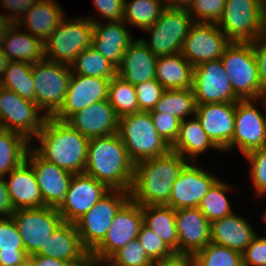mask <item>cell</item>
I'll use <instances>...</instances> for the list:
<instances>
[{"mask_svg":"<svg viewBox=\"0 0 266 266\" xmlns=\"http://www.w3.org/2000/svg\"><path fill=\"white\" fill-rule=\"evenodd\" d=\"M175 223L178 233V254L193 256L211 242V223L198 207L176 210Z\"/></svg>","mask_w":266,"mask_h":266,"instance_id":"cell-22","label":"cell"},{"mask_svg":"<svg viewBox=\"0 0 266 266\" xmlns=\"http://www.w3.org/2000/svg\"><path fill=\"white\" fill-rule=\"evenodd\" d=\"M142 224L141 205L129 199L116 213L104 239L90 252V258L107 261L116 251L137 238Z\"/></svg>","mask_w":266,"mask_h":266,"instance_id":"cell-13","label":"cell"},{"mask_svg":"<svg viewBox=\"0 0 266 266\" xmlns=\"http://www.w3.org/2000/svg\"><path fill=\"white\" fill-rule=\"evenodd\" d=\"M216 24L231 42H253L266 34L264 0H226Z\"/></svg>","mask_w":266,"mask_h":266,"instance_id":"cell-6","label":"cell"},{"mask_svg":"<svg viewBox=\"0 0 266 266\" xmlns=\"http://www.w3.org/2000/svg\"><path fill=\"white\" fill-rule=\"evenodd\" d=\"M257 236L254 228L242 216L235 213L211 222L210 241L241 254Z\"/></svg>","mask_w":266,"mask_h":266,"instance_id":"cell-27","label":"cell"},{"mask_svg":"<svg viewBox=\"0 0 266 266\" xmlns=\"http://www.w3.org/2000/svg\"><path fill=\"white\" fill-rule=\"evenodd\" d=\"M139 111H151L160 100L164 87L156 80H148L135 85Z\"/></svg>","mask_w":266,"mask_h":266,"instance_id":"cell-47","label":"cell"},{"mask_svg":"<svg viewBox=\"0 0 266 266\" xmlns=\"http://www.w3.org/2000/svg\"><path fill=\"white\" fill-rule=\"evenodd\" d=\"M57 2L56 0H38L17 22V25L20 28L24 26L28 33L44 42L66 18L62 7Z\"/></svg>","mask_w":266,"mask_h":266,"instance_id":"cell-29","label":"cell"},{"mask_svg":"<svg viewBox=\"0 0 266 266\" xmlns=\"http://www.w3.org/2000/svg\"><path fill=\"white\" fill-rule=\"evenodd\" d=\"M194 0H164L165 7L189 10Z\"/></svg>","mask_w":266,"mask_h":266,"instance_id":"cell-56","label":"cell"},{"mask_svg":"<svg viewBox=\"0 0 266 266\" xmlns=\"http://www.w3.org/2000/svg\"><path fill=\"white\" fill-rule=\"evenodd\" d=\"M188 162L170 150L165 155L135 164L130 199L141 206L166 205L173 183Z\"/></svg>","mask_w":266,"mask_h":266,"instance_id":"cell-2","label":"cell"},{"mask_svg":"<svg viewBox=\"0 0 266 266\" xmlns=\"http://www.w3.org/2000/svg\"><path fill=\"white\" fill-rule=\"evenodd\" d=\"M40 145L31 148L44 160L70 172L83 173L87 162L89 139L66 121L47 117L34 137Z\"/></svg>","mask_w":266,"mask_h":266,"instance_id":"cell-1","label":"cell"},{"mask_svg":"<svg viewBox=\"0 0 266 266\" xmlns=\"http://www.w3.org/2000/svg\"><path fill=\"white\" fill-rule=\"evenodd\" d=\"M72 74L112 79L117 68L96 49L90 46L83 50L70 65Z\"/></svg>","mask_w":266,"mask_h":266,"instance_id":"cell-39","label":"cell"},{"mask_svg":"<svg viewBox=\"0 0 266 266\" xmlns=\"http://www.w3.org/2000/svg\"><path fill=\"white\" fill-rule=\"evenodd\" d=\"M226 0H194L188 13L195 23H217Z\"/></svg>","mask_w":266,"mask_h":266,"instance_id":"cell-46","label":"cell"},{"mask_svg":"<svg viewBox=\"0 0 266 266\" xmlns=\"http://www.w3.org/2000/svg\"><path fill=\"white\" fill-rule=\"evenodd\" d=\"M93 3L99 15L108 22L123 20L124 0H93Z\"/></svg>","mask_w":266,"mask_h":266,"instance_id":"cell-50","label":"cell"},{"mask_svg":"<svg viewBox=\"0 0 266 266\" xmlns=\"http://www.w3.org/2000/svg\"><path fill=\"white\" fill-rule=\"evenodd\" d=\"M154 126L162 139L172 146L177 139L181 120L173 115L150 112Z\"/></svg>","mask_w":266,"mask_h":266,"instance_id":"cell-48","label":"cell"},{"mask_svg":"<svg viewBox=\"0 0 266 266\" xmlns=\"http://www.w3.org/2000/svg\"><path fill=\"white\" fill-rule=\"evenodd\" d=\"M17 24H12L6 32L2 51L10 61L37 63L45 58L44 42L38 37L21 32Z\"/></svg>","mask_w":266,"mask_h":266,"instance_id":"cell-30","label":"cell"},{"mask_svg":"<svg viewBox=\"0 0 266 266\" xmlns=\"http://www.w3.org/2000/svg\"><path fill=\"white\" fill-rule=\"evenodd\" d=\"M192 257L194 266H243L240 252L211 242Z\"/></svg>","mask_w":266,"mask_h":266,"instance_id":"cell-42","label":"cell"},{"mask_svg":"<svg viewBox=\"0 0 266 266\" xmlns=\"http://www.w3.org/2000/svg\"><path fill=\"white\" fill-rule=\"evenodd\" d=\"M129 199L127 191L110 190L75 223L81 242L89 252L104 239L116 213Z\"/></svg>","mask_w":266,"mask_h":266,"instance_id":"cell-10","label":"cell"},{"mask_svg":"<svg viewBox=\"0 0 266 266\" xmlns=\"http://www.w3.org/2000/svg\"><path fill=\"white\" fill-rule=\"evenodd\" d=\"M243 266H266V237L257 235L242 253Z\"/></svg>","mask_w":266,"mask_h":266,"instance_id":"cell-49","label":"cell"},{"mask_svg":"<svg viewBox=\"0 0 266 266\" xmlns=\"http://www.w3.org/2000/svg\"><path fill=\"white\" fill-rule=\"evenodd\" d=\"M231 188L226 182L218 179L200 201L198 208L210 223L234 213L226 196Z\"/></svg>","mask_w":266,"mask_h":266,"instance_id":"cell-40","label":"cell"},{"mask_svg":"<svg viewBox=\"0 0 266 266\" xmlns=\"http://www.w3.org/2000/svg\"><path fill=\"white\" fill-rule=\"evenodd\" d=\"M236 102L197 104L195 117L211 141L225 153L232 141Z\"/></svg>","mask_w":266,"mask_h":266,"instance_id":"cell-20","label":"cell"},{"mask_svg":"<svg viewBox=\"0 0 266 266\" xmlns=\"http://www.w3.org/2000/svg\"><path fill=\"white\" fill-rule=\"evenodd\" d=\"M93 22L91 46L101 53L112 65L118 68L128 46L135 40L126 23L121 21L101 24L100 20L87 17Z\"/></svg>","mask_w":266,"mask_h":266,"instance_id":"cell-23","label":"cell"},{"mask_svg":"<svg viewBox=\"0 0 266 266\" xmlns=\"http://www.w3.org/2000/svg\"><path fill=\"white\" fill-rule=\"evenodd\" d=\"M82 266H111L107 261H98L90 258L84 265Z\"/></svg>","mask_w":266,"mask_h":266,"instance_id":"cell-59","label":"cell"},{"mask_svg":"<svg viewBox=\"0 0 266 266\" xmlns=\"http://www.w3.org/2000/svg\"><path fill=\"white\" fill-rule=\"evenodd\" d=\"M5 178L0 176V218L11 217L15 211L9 197Z\"/></svg>","mask_w":266,"mask_h":266,"instance_id":"cell-53","label":"cell"},{"mask_svg":"<svg viewBox=\"0 0 266 266\" xmlns=\"http://www.w3.org/2000/svg\"><path fill=\"white\" fill-rule=\"evenodd\" d=\"M37 2L38 0H0L1 6L5 8L4 10H8V14L0 13V15L12 24H17L23 15Z\"/></svg>","mask_w":266,"mask_h":266,"instance_id":"cell-51","label":"cell"},{"mask_svg":"<svg viewBox=\"0 0 266 266\" xmlns=\"http://www.w3.org/2000/svg\"><path fill=\"white\" fill-rule=\"evenodd\" d=\"M143 223L178 254V233L175 223L176 210L167 205L141 206Z\"/></svg>","mask_w":266,"mask_h":266,"instance_id":"cell-33","label":"cell"},{"mask_svg":"<svg viewBox=\"0 0 266 266\" xmlns=\"http://www.w3.org/2000/svg\"><path fill=\"white\" fill-rule=\"evenodd\" d=\"M71 75L67 64L45 58L32 64L35 103L47 117H53L64 104Z\"/></svg>","mask_w":266,"mask_h":266,"instance_id":"cell-8","label":"cell"},{"mask_svg":"<svg viewBox=\"0 0 266 266\" xmlns=\"http://www.w3.org/2000/svg\"><path fill=\"white\" fill-rule=\"evenodd\" d=\"M261 92H266V34L252 42Z\"/></svg>","mask_w":266,"mask_h":266,"instance_id":"cell-52","label":"cell"},{"mask_svg":"<svg viewBox=\"0 0 266 266\" xmlns=\"http://www.w3.org/2000/svg\"><path fill=\"white\" fill-rule=\"evenodd\" d=\"M192 90L196 104L237 102L229 76L220 59L199 64L193 68Z\"/></svg>","mask_w":266,"mask_h":266,"instance_id":"cell-15","label":"cell"},{"mask_svg":"<svg viewBox=\"0 0 266 266\" xmlns=\"http://www.w3.org/2000/svg\"><path fill=\"white\" fill-rule=\"evenodd\" d=\"M164 8V0H124L123 21L146 30L157 22Z\"/></svg>","mask_w":266,"mask_h":266,"instance_id":"cell-38","label":"cell"},{"mask_svg":"<svg viewBox=\"0 0 266 266\" xmlns=\"http://www.w3.org/2000/svg\"><path fill=\"white\" fill-rule=\"evenodd\" d=\"M151 266H194V261L191 255L175 253L169 258L153 261Z\"/></svg>","mask_w":266,"mask_h":266,"instance_id":"cell-54","label":"cell"},{"mask_svg":"<svg viewBox=\"0 0 266 266\" xmlns=\"http://www.w3.org/2000/svg\"><path fill=\"white\" fill-rule=\"evenodd\" d=\"M230 42L216 23H194L184 39L181 54L195 67L220 59Z\"/></svg>","mask_w":266,"mask_h":266,"instance_id":"cell-17","label":"cell"},{"mask_svg":"<svg viewBox=\"0 0 266 266\" xmlns=\"http://www.w3.org/2000/svg\"><path fill=\"white\" fill-rule=\"evenodd\" d=\"M264 27L266 31V0H264Z\"/></svg>","mask_w":266,"mask_h":266,"instance_id":"cell-61","label":"cell"},{"mask_svg":"<svg viewBox=\"0 0 266 266\" xmlns=\"http://www.w3.org/2000/svg\"><path fill=\"white\" fill-rule=\"evenodd\" d=\"M31 141L24 135L0 128V176L5 177L26 160Z\"/></svg>","mask_w":266,"mask_h":266,"instance_id":"cell-34","label":"cell"},{"mask_svg":"<svg viewBox=\"0 0 266 266\" xmlns=\"http://www.w3.org/2000/svg\"><path fill=\"white\" fill-rule=\"evenodd\" d=\"M32 266H75L70 262H66L53 257L42 256L40 254H33L28 256Z\"/></svg>","mask_w":266,"mask_h":266,"instance_id":"cell-55","label":"cell"},{"mask_svg":"<svg viewBox=\"0 0 266 266\" xmlns=\"http://www.w3.org/2000/svg\"><path fill=\"white\" fill-rule=\"evenodd\" d=\"M220 60L240 100L262 98L252 42H230Z\"/></svg>","mask_w":266,"mask_h":266,"instance_id":"cell-5","label":"cell"},{"mask_svg":"<svg viewBox=\"0 0 266 266\" xmlns=\"http://www.w3.org/2000/svg\"><path fill=\"white\" fill-rule=\"evenodd\" d=\"M65 18L44 41L45 59L71 65L92 44L93 22L88 18Z\"/></svg>","mask_w":266,"mask_h":266,"instance_id":"cell-7","label":"cell"},{"mask_svg":"<svg viewBox=\"0 0 266 266\" xmlns=\"http://www.w3.org/2000/svg\"><path fill=\"white\" fill-rule=\"evenodd\" d=\"M0 85L5 89L15 91L23 99L35 103V87L31 63L10 61L0 78Z\"/></svg>","mask_w":266,"mask_h":266,"instance_id":"cell-37","label":"cell"},{"mask_svg":"<svg viewBox=\"0 0 266 266\" xmlns=\"http://www.w3.org/2000/svg\"><path fill=\"white\" fill-rule=\"evenodd\" d=\"M37 254L70 262L75 266H82L90 259V252L83 246L76 225L69 222H62Z\"/></svg>","mask_w":266,"mask_h":266,"instance_id":"cell-25","label":"cell"},{"mask_svg":"<svg viewBox=\"0 0 266 266\" xmlns=\"http://www.w3.org/2000/svg\"><path fill=\"white\" fill-rule=\"evenodd\" d=\"M109 191L106 185L84 172L73 174L65 197L57 207L63 222L75 224Z\"/></svg>","mask_w":266,"mask_h":266,"instance_id":"cell-16","label":"cell"},{"mask_svg":"<svg viewBox=\"0 0 266 266\" xmlns=\"http://www.w3.org/2000/svg\"><path fill=\"white\" fill-rule=\"evenodd\" d=\"M8 174L9 180L5 182L14 210L45 206L35 173L26 161Z\"/></svg>","mask_w":266,"mask_h":266,"instance_id":"cell-28","label":"cell"},{"mask_svg":"<svg viewBox=\"0 0 266 266\" xmlns=\"http://www.w3.org/2000/svg\"><path fill=\"white\" fill-rule=\"evenodd\" d=\"M66 122L86 138L92 139L118 133L119 117L107 99L76 112Z\"/></svg>","mask_w":266,"mask_h":266,"instance_id":"cell-24","label":"cell"},{"mask_svg":"<svg viewBox=\"0 0 266 266\" xmlns=\"http://www.w3.org/2000/svg\"><path fill=\"white\" fill-rule=\"evenodd\" d=\"M25 161L35 173L44 205L57 208L65 197L73 174L44 160L31 147Z\"/></svg>","mask_w":266,"mask_h":266,"instance_id":"cell-21","label":"cell"},{"mask_svg":"<svg viewBox=\"0 0 266 266\" xmlns=\"http://www.w3.org/2000/svg\"><path fill=\"white\" fill-rule=\"evenodd\" d=\"M110 80L72 74L64 104L53 118L59 121H67L73 114L85 107L107 100Z\"/></svg>","mask_w":266,"mask_h":266,"instance_id":"cell-19","label":"cell"},{"mask_svg":"<svg viewBox=\"0 0 266 266\" xmlns=\"http://www.w3.org/2000/svg\"><path fill=\"white\" fill-rule=\"evenodd\" d=\"M9 62L10 60L0 48V78L2 77L3 73L7 69Z\"/></svg>","mask_w":266,"mask_h":266,"instance_id":"cell-58","label":"cell"},{"mask_svg":"<svg viewBox=\"0 0 266 266\" xmlns=\"http://www.w3.org/2000/svg\"><path fill=\"white\" fill-rule=\"evenodd\" d=\"M197 104L192 88L164 90L160 100L149 112L173 115L181 121L196 114Z\"/></svg>","mask_w":266,"mask_h":266,"instance_id":"cell-36","label":"cell"},{"mask_svg":"<svg viewBox=\"0 0 266 266\" xmlns=\"http://www.w3.org/2000/svg\"><path fill=\"white\" fill-rule=\"evenodd\" d=\"M107 262L111 266H151L153 263L137 238L116 251Z\"/></svg>","mask_w":266,"mask_h":266,"instance_id":"cell-43","label":"cell"},{"mask_svg":"<svg viewBox=\"0 0 266 266\" xmlns=\"http://www.w3.org/2000/svg\"><path fill=\"white\" fill-rule=\"evenodd\" d=\"M40 112L36 103L0 85V128L20 133L32 141L47 118Z\"/></svg>","mask_w":266,"mask_h":266,"instance_id":"cell-11","label":"cell"},{"mask_svg":"<svg viewBox=\"0 0 266 266\" xmlns=\"http://www.w3.org/2000/svg\"><path fill=\"white\" fill-rule=\"evenodd\" d=\"M12 25L7 19L0 15V48L2 47L3 40L5 38L6 32Z\"/></svg>","mask_w":266,"mask_h":266,"instance_id":"cell-57","label":"cell"},{"mask_svg":"<svg viewBox=\"0 0 266 266\" xmlns=\"http://www.w3.org/2000/svg\"><path fill=\"white\" fill-rule=\"evenodd\" d=\"M28 259L12 217L0 218V265L15 266Z\"/></svg>","mask_w":266,"mask_h":266,"instance_id":"cell-35","label":"cell"},{"mask_svg":"<svg viewBox=\"0 0 266 266\" xmlns=\"http://www.w3.org/2000/svg\"><path fill=\"white\" fill-rule=\"evenodd\" d=\"M209 148L221 151L202 129L195 116L194 119L181 121L177 139L171 146L172 151L189 162H196V155L208 151Z\"/></svg>","mask_w":266,"mask_h":266,"instance_id":"cell-31","label":"cell"},{"mask_svg":"<svg viewBox=\"0 0 266 266\" xmlns=\"http://www.w3.org/2000/svg\"><path fill=\"white\" fill-rule=\"evenodd\" d=\"M134 165L118 133L89 139L84 173L110 190L130 192Z\"/></svg>","mask_w":266,"mask_h":266,"instance_id":"cell-3","label":"cell"},{"mask_svg":"<svg viewBox=\"0 0 266 266\" xmlns=\"http://www.w3.org/2000/svg\"><path fill=\"white\" fill-rule=\"evenodd\" d=\"M28 256L37 254L63 222L56 207L18 209L12 214Z\"/></svg>","mask_w":266,"mask_h":266,"instance_id":"cell-12","label":"cell"},{"mask_svg":"<svg viewBox=\"0 0 266 266\" xmlns=\"http://www.w3.org/2000/svg\"><path fill=\"white\" fill-rule=\"evenodd\" d=\"M265 210H266V209H265ZM262 217H263V219H264L263 221L266 222V211L263 213V216H262Z\"/></svg>","mask_w":266,"mask_h":266,"instance_id":"cell-63","label":"cell"},{"mask_svg":"<svg viewBox=\"0 0 266 266\" xmlns=\"http://www.w3.org/2000/svg\"><path fill=\"white\" fill-rule=\"evenodd\" d=\"M217 180L215 175L196 166L195 162H188L173 183L169 202L166 205L175 210L197 208Z\"/></svg>","mask_w":266,"mask_h":266,"instance_id":"cell-18","label":"cell"},{"mask_svg":"<svg viewBox=\"0 0 266 266\" xmlns=\"http://www.w3.org/2000/svg\"><path fill=\"white\" fill-rule=\"evenodd\" d=\"M137 239L152 261L166 259L175 253L159 238V236L144 223L140 228Z\"/></svg>","mask_w":266,"mask_h":266,"instance_id":"cell-45","label":"cell"},{"mask_svg":"<svg viewBox=\"0 0 266 266\" xmlns=\"http://www.w3.org/2000/svg\"><path fill=\"white\" fill-rule=\"evenodd\" d=\"M120 136L134 164L167 154L171 146L158 134L150 112L139 111L119 118Z\"/></svg>","mask_w":266,"mask_h":266,"instance_id":"cell-4","label":"cell"},{"mask_svg":"<svg viewBox=\"0 0 266 266\" xmlns=\"http://www.w3.org/2000/svg\"><path fill=\"white\" fill-rule=\"evenodd\" d=\"M15 266H32V263H31L30 259L28 258L23 263H21L19 265H15Z\"/></svg>","mask_w":266,"mask_h":266,"instance_id":"cell-60","label":"cell"},{"mask_svg":"<svg viewBox=\"0 0 266 266\" xmlns=\"http://www.w3.org/2000/svg\"><path fill=\"white\" fill-rule=\"evenodd\" d=\"M239 100L236 102L235 126L229 150L238 147L243 155L266 146V106L262 99ZM259 101L263 105L264 114L256 108Z\"/></svg>","mask_w":266,"mask_h":266,"instance_id":"cell-14","label":"cell"},{"mask_svg":"<svg viewBox=\"0 0 266 266\" xmlns=\"http://www.w3.org/2000/svg\"><path fill=\"white\" fill-rule=\"evenodd\" d=\"M263 101H264V103H265V106H266V92H264L263 93V95H262V98H261Z\"/></svg>","mask_w":266,"mask_h":266,"instance_id":"cell-62","label":"cell"},{"mask_svg":"<svg viewBox=\"0 0 266 266\" xmlns=\"http://www.w3.org/2000/svg\"><path fill=\"white\" fill-rule=\"evenodd\" d=\"M157 58L139 38L125 50L117 75L134 86L156 79Z\"/></svg>","mask_w":266,"mask_h":266,"instance_id":"cell-26","label":"cell"},{"mask_svg":"<svg viewBox=\"0 0 266 266\" xmlns=\"http://www.w3.org/2000/svg\"><path fill=\"white\" fill-rule=\"evenodd\" d=\"M193 68L181 52L159 56L156 61V80L165 90L192 88Z\"/></svg>","mask_w":266,"mask_h":266,"instance_id":"cell-32","label":"cell"},{"mask_svg":"<svg viewBox=\"0 0 266 266\" xmlns=\"http://www.w3.org/2000/svg\"><path fill=\"white\" fill-rule=\"evenodd\" d=\"M194 23L188 10L165 7L157 22L144 30L150 33V42L146 38L141 40L157 57L177 54Z\"/></svg>","mask_w":266,"mask_h":266,"instance_id":"cell-9","label":"cell"},{"mask_svg":"<svg viewBox=\"0 0 266 266\" xmlns=\"http://www.w3.org/2000/svg\"><path fill=\"white\" fill-rule=\"evenodd\" d=\"M108 101L119 118L127 114L139 112L135 86L118 75L110 80Z\"/></svg>","mask_w":266,"mask_h":266,"instance_id":"cell-41","label":"cell"},{"mask_svg":"<svg viewBox=\"0 0 266 266\" xmlns=\"http://www.w3.org/2000/svg\"><path fill=\"white\" fill-rule=\"evenodd\" d=\"M244 156L250 163L249 175L256 194L266 195V146L254 149Z\"/></svg>","mask_w":266,"mask_h":266,"instance_id":"cell-44","label":"cell"}]
</instances>
